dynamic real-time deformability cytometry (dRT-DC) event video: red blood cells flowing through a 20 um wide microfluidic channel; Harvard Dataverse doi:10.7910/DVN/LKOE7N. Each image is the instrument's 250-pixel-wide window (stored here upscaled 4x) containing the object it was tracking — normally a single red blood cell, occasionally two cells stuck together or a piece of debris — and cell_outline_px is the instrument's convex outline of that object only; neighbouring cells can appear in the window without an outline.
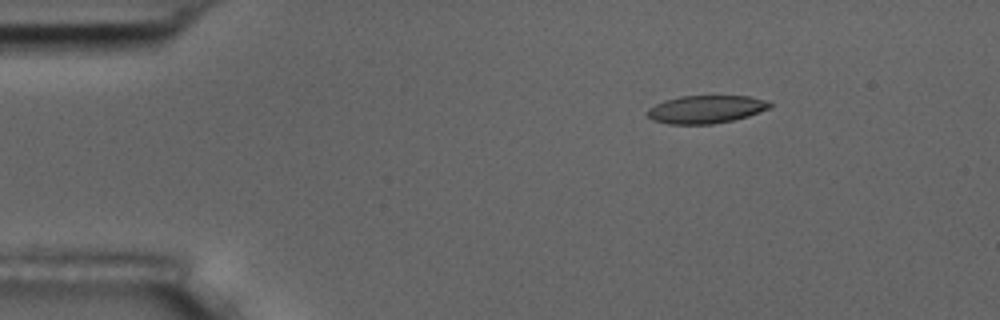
{"species": "common noctule bat (a hibernating species)", "species_latin": "Nyctalus noctula", "temperature_condition": "room temperature", "stored_images_in_passage": 4, "camera_frame_rate_fps": 3000, "um_per_image_px": 0.085, "animal": {"sex": "male", "body_mass_g": 17.5, "forearm_length_mm": 52.3}, "frame": {"image": 1, "passage_image": 2, "time_ms": 2.0, "image_size_px": [1000, 320], "cell_outline_px": [[772, 108], [748, 116], [732, 120], [712, 124], [668, 124], [652, 120], [644, 112], [648, 108], [664, 100], [680, 96], [748, 96], [764, 100], [772, 104]], "centroid_in_image_um": [59.97, 9.29], "position_along_channel_um": 25.0, "area_um2": 20.0}}